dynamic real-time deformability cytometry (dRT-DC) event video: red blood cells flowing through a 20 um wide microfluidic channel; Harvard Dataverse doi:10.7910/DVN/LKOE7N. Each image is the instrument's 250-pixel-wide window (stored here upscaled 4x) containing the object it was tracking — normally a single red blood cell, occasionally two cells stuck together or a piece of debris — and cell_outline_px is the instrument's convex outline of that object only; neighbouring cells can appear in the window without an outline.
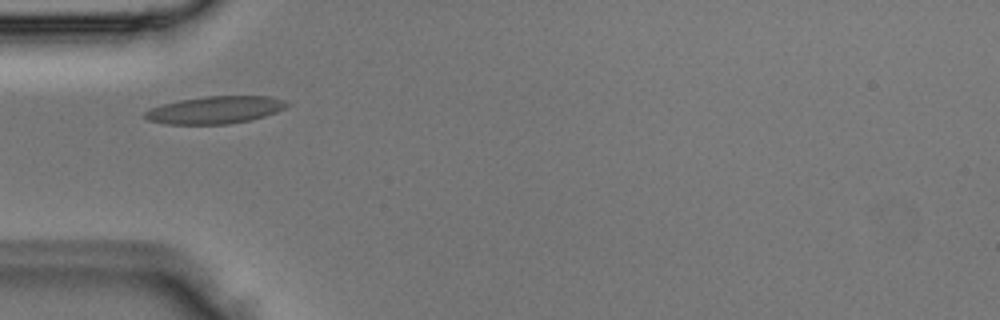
{"species": "Egyptian fruit bat (a non-hibernating species)", "species_latin": "Rousettus aegyptiacus", "temperature_condition": "room temperature", "stored_images_in_passage": 2, "camera_frame_rate_fps": 3000, "um_per_image_px": 0.085, "animal": {"sex": "male"}, "frame": {"image": 1, "passage_image": 2, "time_ms": 0.333, "image_size_px": [1000, 320], "cell_outline_px": [[288, 104], [284, 108], [276, 112], [264, 116], [248, 120], [228, 124], [168, 124], [148, 120], [144, 116], [144, 112], [152, 108], [164, 104], [180, 100], [204, 96], [268, 96], [284, 100]], "centroid_in_image_um": [18.28, 9.34], "position_along_channel_um": 66.7, "area_um2": 22.37}}